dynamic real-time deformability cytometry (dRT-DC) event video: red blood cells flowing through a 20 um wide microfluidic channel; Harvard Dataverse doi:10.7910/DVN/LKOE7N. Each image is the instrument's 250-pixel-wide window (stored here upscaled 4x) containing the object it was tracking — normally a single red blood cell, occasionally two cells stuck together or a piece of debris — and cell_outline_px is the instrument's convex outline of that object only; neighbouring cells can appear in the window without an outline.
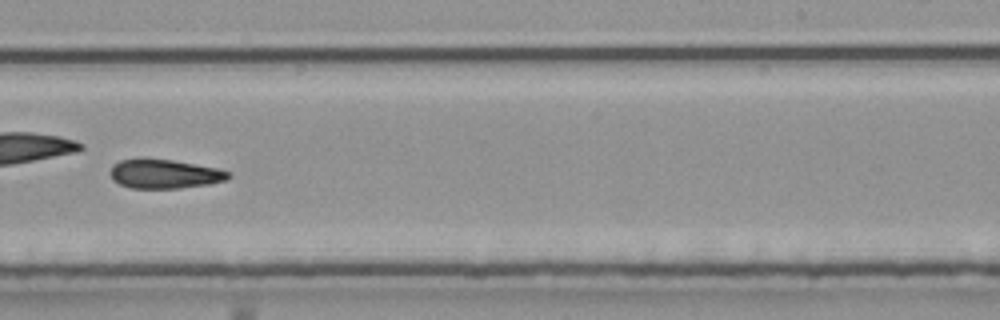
{"species": "common noctule bat (a hibernating species)", "species_latin": "Nyctalus noctula", "temperature_condition": "room temperature", "stored_images_in_passage": 31, "camera_frame_rate_fps": 3000, "um_per_image_px": 0.085, "animal": {"sex": "male", "body_mass_g": 20.4}, "frame": {"image": 1, "passage_image": 14, "time_ms": 4.333, "image_size_px": [1000, 320], "cell_outline_px": [[232, 176], [228, 180], [180, 188], [132, 188], [120, 184], [112, 180], [108, 172], [112, 164], [120, 160], [140, 156], [172, 160], [220, 168], [228, 172]], "centroid_in_image_um": [13.91, 14.74], "position_along_channel_um": 275.1, "area_um2": 20.58}}
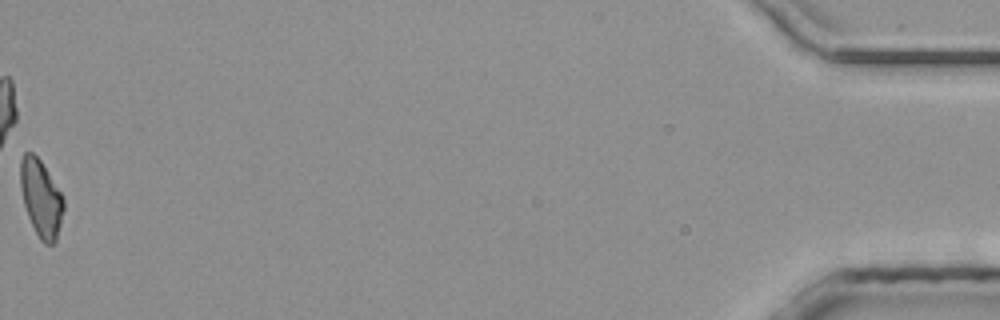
{"frame": {"image": 2, "passage_image": 31, "time_ms": 10.0, "image_size_px": [1000, 320], "cell_outline_px": [[64, 208], [56, 244], [44, 244], [40, 240], [28, 216], [24, 204], [20, 188], [20, 160], [24, 152], [32, 152], [40, 160], [64, 196]], "centroid_in_image_um": [3.49, 16.86], "position_along_channel_um": 431.7, "area_um2": 19.54}}